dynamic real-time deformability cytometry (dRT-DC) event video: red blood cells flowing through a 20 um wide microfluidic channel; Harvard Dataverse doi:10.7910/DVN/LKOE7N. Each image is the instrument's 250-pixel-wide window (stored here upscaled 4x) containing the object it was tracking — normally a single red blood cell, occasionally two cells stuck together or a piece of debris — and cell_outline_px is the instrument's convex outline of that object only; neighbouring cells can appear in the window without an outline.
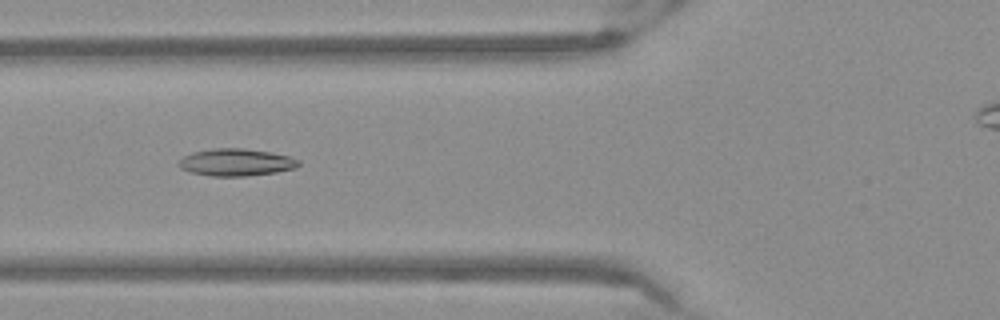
{"species": "Egyptian fruit bat (a non-hibernating species)", "species_latin": "Rousettus aegyptiacus", "temperature_condition": "warm", "stored_images_in_passage": 48, "camera_frame_rate_fps": 3000, "um_per_image_px": 0.085, "frame": {"image": 1, "passage_image": 20, "time_ms": 6.333, "image_size_px": [1000, 320], "cell_outline_px": [[300, 164], [296, 168], [276, 172], [244, 176], [212, 176], [192, 172], [180, 168], [180, 160], [184, 156], [192, 152], [212, 148], [244, 148], [272, 152], [288, 156], [300, 160]], "centroid_in_image_um": [20.1, 13.78], "position_along_channel_um": 105.7, "area_um2": 18.96}}
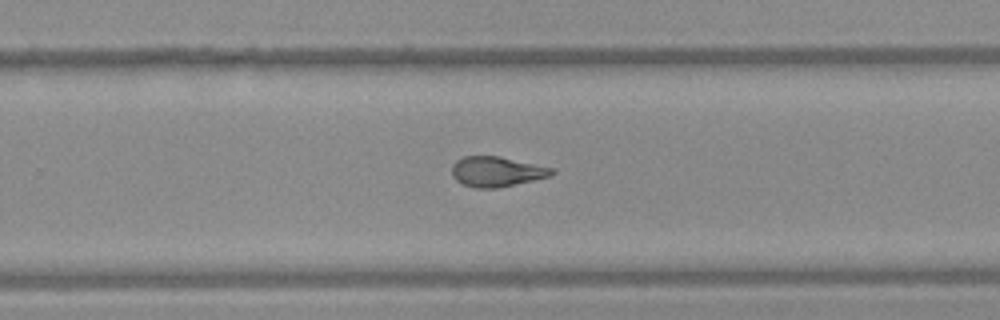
{"frame": {"image": 2, "passage_image": 34, "time_ms": 11.0, "image_size_px": [1000, 320], "cell_outline_px": [[556, 172], [552, 176], [496, 188], [476, 188], [460, 184], [452, 176], [452, 164], [456, 160], [464, 156], [500, 156], [552, 168]], "centroid_in_image_um": [42.18, 14.59], "position_along_channel_um": 287.6, "area_um2": 17.57}}
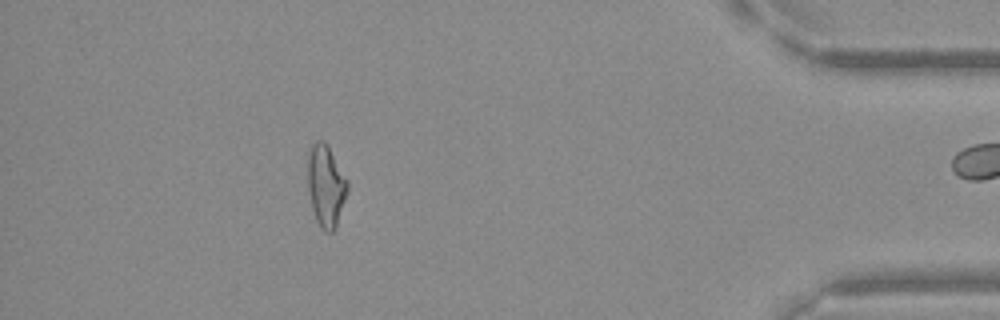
{"frame": {"image": 3, "passage_image": 47, "time_ms": 15.333, "image_size_px": [1000, 320], "cell_outline_px": [[348, 192], [336, 228], [332, 232], [324, 232], [316, 220], [312, 208], [308, 188], [308, 152], [312, 144], [316, 140], [324, 140], [348, 180]], "centroid_in_image_um": [27.71, 15.81], "position_along_channel_um": 407.5, "area_um2": 19.02}}